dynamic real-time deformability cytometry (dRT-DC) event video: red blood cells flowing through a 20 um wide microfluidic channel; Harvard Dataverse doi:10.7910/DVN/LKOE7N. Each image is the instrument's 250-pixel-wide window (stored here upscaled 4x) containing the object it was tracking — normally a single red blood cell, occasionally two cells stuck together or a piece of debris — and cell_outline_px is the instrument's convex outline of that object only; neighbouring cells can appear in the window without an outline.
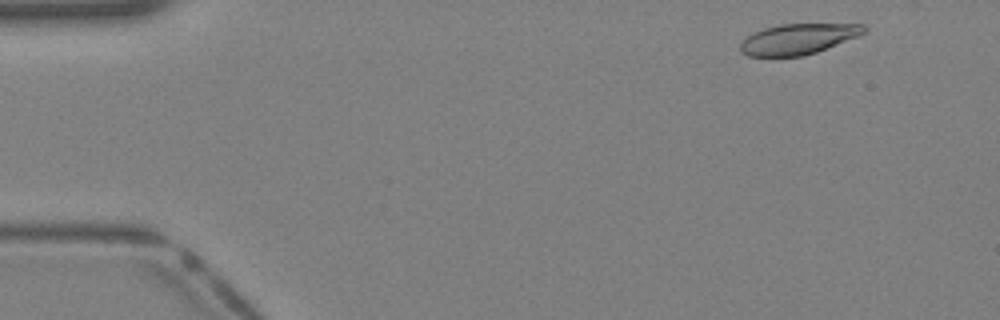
{"species": "Egyptian fruit bat (a non-hibernating species)", "species_latin": "Rousettus aegyptiacus", "temperature_condition": "warm", "stored_images_in_passage": 39, "camera_frame_rate_fps": 3000, "um_per_image_px": 0.085, "animal": {"sex": "female"}, "frame": {"image": 1, "passage_image": 3, "time_ms": 0.667, "image_size_px": [1000, 320], "cell_outline_px": [[868, 32], [860, 36], [816, 52], [804, 56], [748, 56], [740, 52], [740, 44], [752, 32], [764, 28], [780, 24], [864, 24], [868, 28]], "centroid_in_image_um": [67.88, 3.31], "position_along_channel_um": 17.1, "area_um2": 22.2}}
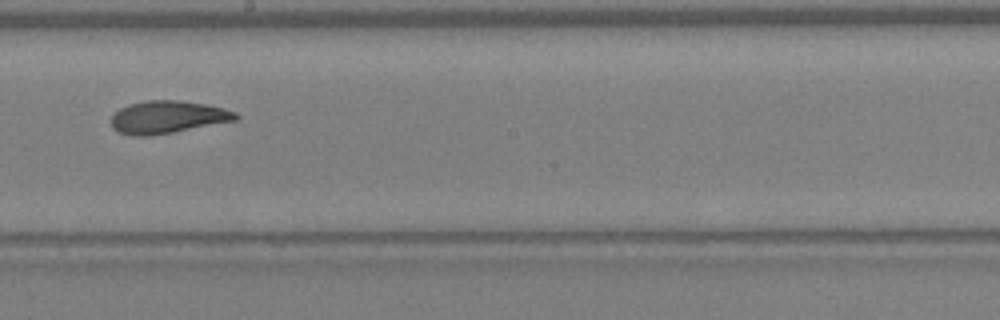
{"frame": {"image": 2, "passage_image": 22, "time_ms": 7.0, "image_size_px": [1000, 320], "cell_outline_px": [[240, 116], [236, 120], [172, 132], [148, 136], [132, 136], [120, 132], [112, 128], [112, 116], [120, 108], [128, 104], [148, 100], [176, 100], [204, 104], [236, 112]], "centroid_in_image_um": [14.22, 9.95], "position_along_channel_um": 234.0, "area_um2": 23.29}}
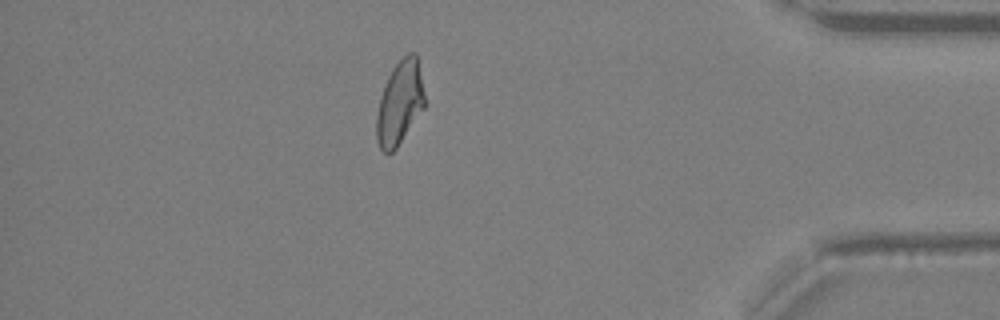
{"frame": {"image": 3, "passage_image": 34, "time_ms": 11.0, "image_size_px": [1000, 320], "cell_outline_px": [[424, 108], [396, 148], [392, 152], [384, 152], [380, 148], [376, 140], [376, 116], [380, 96], [388, 76], [392, 68], [408, 52], [416, 52], [424, 92]], "centroid_in_image_um": [33.96, 8.74], "position_along_channel_um": 401.2, "area_um2": 23.29}}